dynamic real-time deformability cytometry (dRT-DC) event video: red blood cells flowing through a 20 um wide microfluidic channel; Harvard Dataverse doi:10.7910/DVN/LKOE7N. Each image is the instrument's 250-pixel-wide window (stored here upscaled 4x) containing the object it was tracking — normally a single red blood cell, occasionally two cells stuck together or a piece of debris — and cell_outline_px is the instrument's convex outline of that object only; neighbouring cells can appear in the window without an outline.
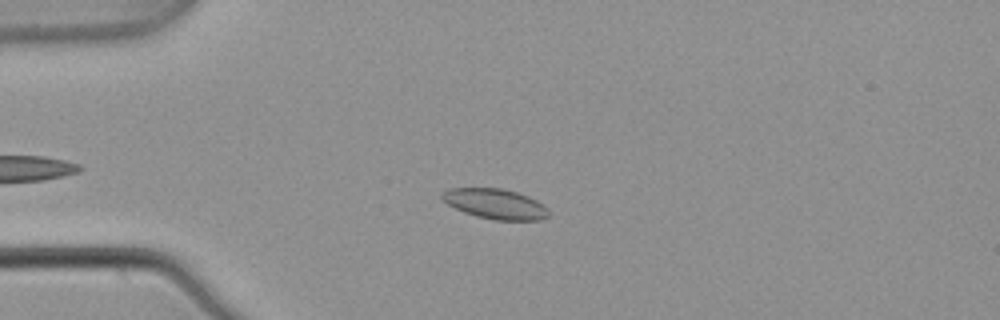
{"species": "common noctule bat (a hibernating species)", "species_latin": "Nyctalus noctula", "temperature_condition": "warm", "stored_images_in_passage": 7, "camera_frame_rate_fps": 3000, "um_per_image_px": 0.085, "animal": {"sex": "male", "body_mass_g": 21.5, "forearm_length_mm": 52.0}, "frame": {"image": 1, "passage_image": 3, "time_ms": 0.667, "image_size_px": [1000, 320], "cell_outline_px": [[552, 216], [540, 220], [496, 220], [476, 216], [464, 212], [440, 200], [440, 192], [452, 188], [500, 188], [516, 192], [528, 196], [544, 204], [548, 208]], "centroid_in_image_um": [42.12, 17.33], "position_along_channel_um": 42.9, "area_um2": 18.96}}
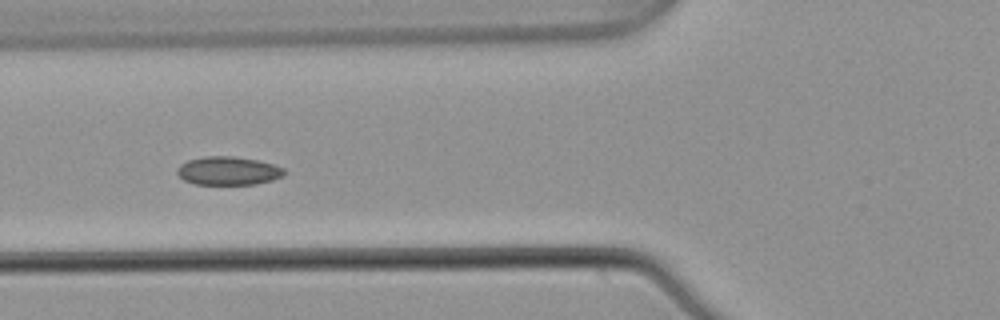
{"frame": {"image": 2, "passage_image": 5, "time_ms": 1.333, "image_size_px": [1000, 320], "cell_outline_px": [[288, 172], [284, 176], [272, 180], [256, 184], [196, 184], [184, 180], [176, 172], [176, 168], [180, 164], [188, 160], [208, 156], [232, 156], [256, 160], [272, 164], [284, 168]], "centroid_in_image_um": [19.42, 14.52], "position_along_channel_um": 106.4, "area_um2": 17.74}}
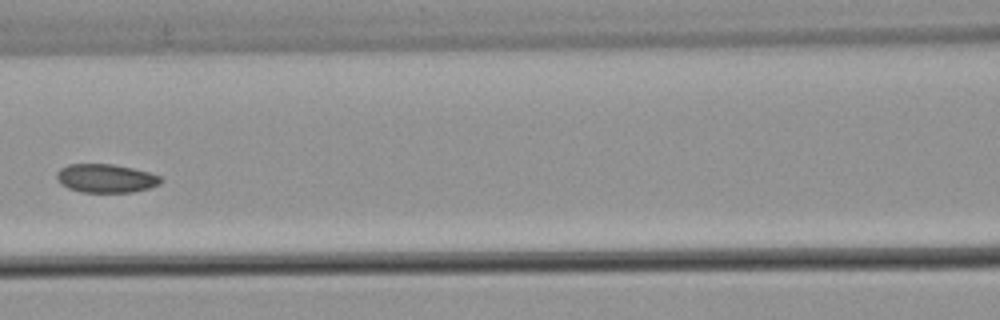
{"frame": {"image": 3, "passage_image": 6, "time_ms": 1.667, "image_size_px": [1000, 320], "cell_outline_px": [[164, 180], [160, 184], [148, 188], [132, 192], [80, 192], [68, 188], [60, 184], [56, 180], [56, 172], [60, 168], [68, 164], [112, 164], [132, 168], [148, 172], [160, 176]], "centroid_in_image_um": [8.97, 15.16], "position_along_channel_um": 157.6, "area_um2": 17.46}}